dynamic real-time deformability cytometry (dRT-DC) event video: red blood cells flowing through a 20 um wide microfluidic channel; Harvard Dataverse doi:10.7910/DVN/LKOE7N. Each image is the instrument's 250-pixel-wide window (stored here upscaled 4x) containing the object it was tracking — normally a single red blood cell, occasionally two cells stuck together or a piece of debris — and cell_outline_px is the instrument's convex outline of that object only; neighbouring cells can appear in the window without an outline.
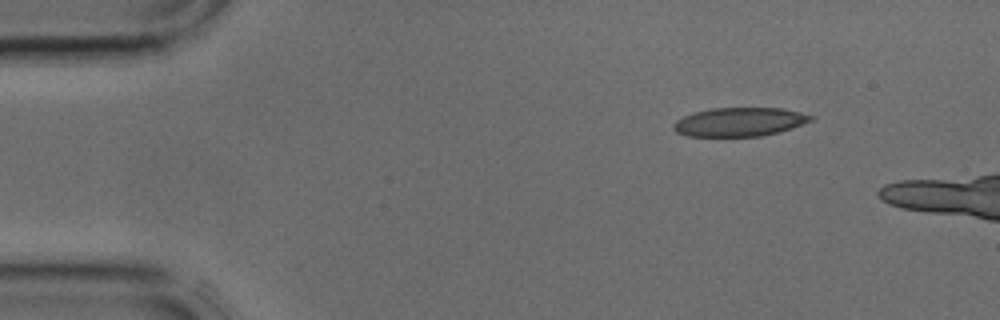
{"species": "common noctule bat (a hibernating species)", "species_latin": "Nyctalus noctula", "temperature_condition": "cold", "stored_images_in_passage": 4, "segment_of_instrument_passage": [2, 2], "camera_frame_rate_fps": 3000, "um_per_image_px": 0.085, "animal": {"sex": "male", "body_mass_g": 17.9, "forearm_length_mm": 54.2}, "frame": {"image": 1, "passage_image": 4, "time_ms": 1.0, "image_size_px": [1000, 320], "cell_outline_px": [[816, 116], [812, 120], [792, 128], [780, 132], [760, 136], [684, 136], [676, 132], [672, 128], [672, 124], [676, 120], [692, 112], [712, 108], [784, 108]], "centroid_in_image_um": [62.84, 10.36], "position_along_channel_um": 22.2, "area_um2": 23.24}}